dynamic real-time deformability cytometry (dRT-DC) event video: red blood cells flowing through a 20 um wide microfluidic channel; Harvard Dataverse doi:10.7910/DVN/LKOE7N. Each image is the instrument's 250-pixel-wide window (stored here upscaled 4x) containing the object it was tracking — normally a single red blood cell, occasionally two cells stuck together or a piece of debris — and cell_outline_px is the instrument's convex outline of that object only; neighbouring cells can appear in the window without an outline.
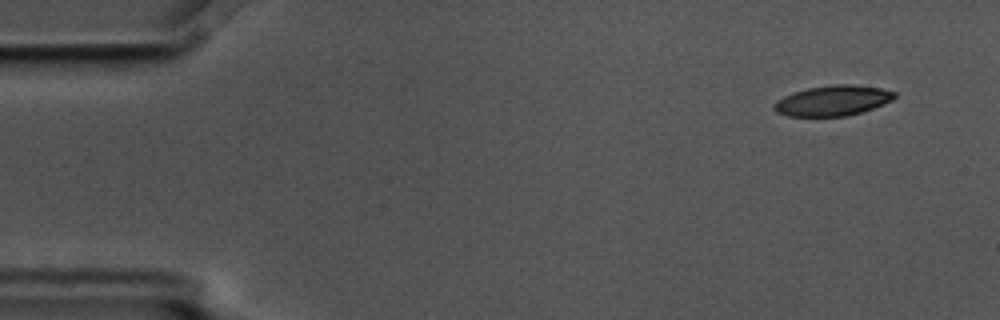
{"species": "common noctule bat (a hibernating species)", "species_latin": "Nyctalus noctula", "temperature_condition": "cold", "stored_images_in_passage": 8, "camera_frame_rate_fps": 3000, "um_per_image_px": 0.085, "animal": {"sex": "male", "body_mass_g": 17.5, "forearm_length_mm": 52.3}, "frame": {"image": 1, "passage_image": 1, "time_ms": 0.0, "image_size_px": [1000, 320], "cell_outline_px": [[896, 96], [892, 100], [872, 108], [860, 112], [844, 116], [788, 116], [776, 112], [772, 108], [772, 104], [776, 100], [792, 92], [808, 88], [832, 84], [852, 84], [880, 88], [896, 92]], "centroid_in_image_um": [70.73, 8.54], "position_along_channel_um": 14.3, "area_um2": 21.27}}
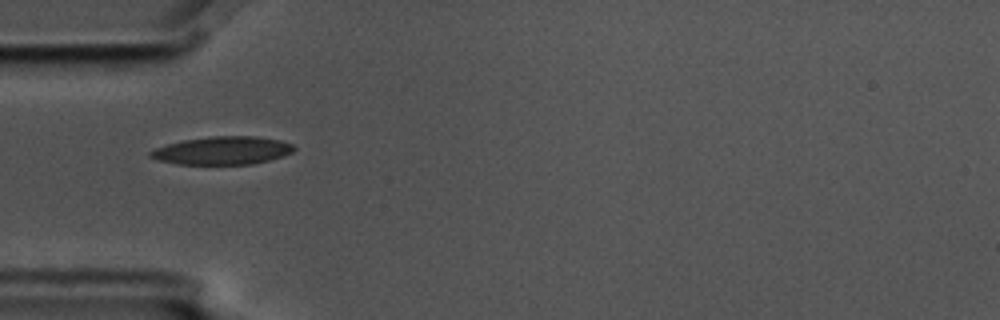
{"frame": {"image": 2, "passage_image": 4, "time_ms": 1.0, "image_size_px": [1000, 320], "cell_outline_px": [[296, 148], [292, 152], [284, 156], [252, 164], [176, 164], [160, 160], [148, 156], [148, 152], [156, 148], [180, 140], [212, 136], [256, 136], [280, 140], [292, 144]], "centroid_in_image_um": [18.91, 12.79], "position_along_channel_um": 66.1, "area_um2": 23.47}}